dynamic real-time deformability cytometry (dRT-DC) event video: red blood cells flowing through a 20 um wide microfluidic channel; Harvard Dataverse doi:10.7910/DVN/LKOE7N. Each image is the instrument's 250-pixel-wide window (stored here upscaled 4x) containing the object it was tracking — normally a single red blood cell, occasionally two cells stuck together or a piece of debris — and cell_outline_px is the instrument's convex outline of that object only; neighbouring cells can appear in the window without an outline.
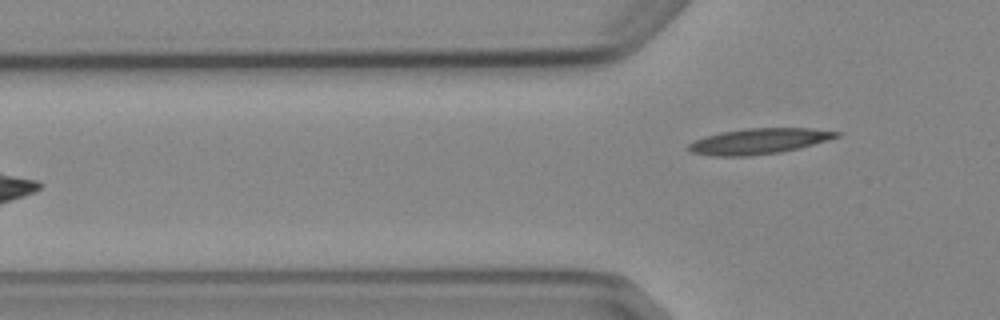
{"species": "Egyptian fruit bat (a non-hibernating species)", "species_latin": "Rousettus aegyptiacus", "temperature_condition": "cold", "stored_images_in_passage": 6, "camera_frame_rate_fps": 3000, "um_per_image_px": 0.085, "animal": {"sex": "female"}, "frame": {"image": 1, "passage_image": 6, "time_ms": 6.667, "image_size_px": [1000, 320], "cell_outline_px": [[840, 136], [828, 140], [800, 148], [780, 152], [748, 156], [712, 156], [692, 152], [688, 148], [688, 144], [704, 136], [720, 132], [748, 128], [812, 128], [840, 132]], "centroid_in_image_um": [64.52, 12.0], "position_along_channel_um": 61.3, "area_um2": 22.08}}